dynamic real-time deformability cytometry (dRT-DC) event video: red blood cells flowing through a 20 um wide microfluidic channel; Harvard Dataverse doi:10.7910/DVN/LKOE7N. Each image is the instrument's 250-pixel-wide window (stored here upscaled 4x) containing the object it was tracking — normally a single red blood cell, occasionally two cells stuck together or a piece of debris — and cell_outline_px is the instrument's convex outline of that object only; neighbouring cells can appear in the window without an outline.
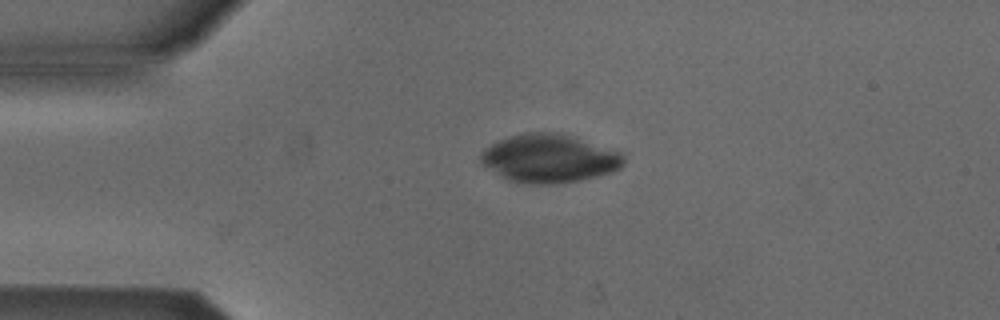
{"species": "Egyptian fruit bat (a non-hibernating species)", "species_latin": "Rousettus aegyptiacus", "temperature_condition": "cold", "stored_images_in_passage": 30, "camera_frame_rate_fps": 3000, "um_per_image_px": 0.085, "animal": {"sex": "male"}, "frame": {"image": 1, "passage_image": 1, "time_ms": 0.0, "image_size_px": [1000, 320], "cell_outline_px": [[624, 164], [620, 168], [612, 172], [580, 180], [552, 184], [532, 184], [508, 180], [500, 176], [480, 164], [480, 152], [484, 148], [500, 140], [524, 132], [556, 132], [624, 152]], "centroid_in_image_um": [46.68, 13.47], "position_along_channel_um": 38.3, "area_um2": 40.29}}
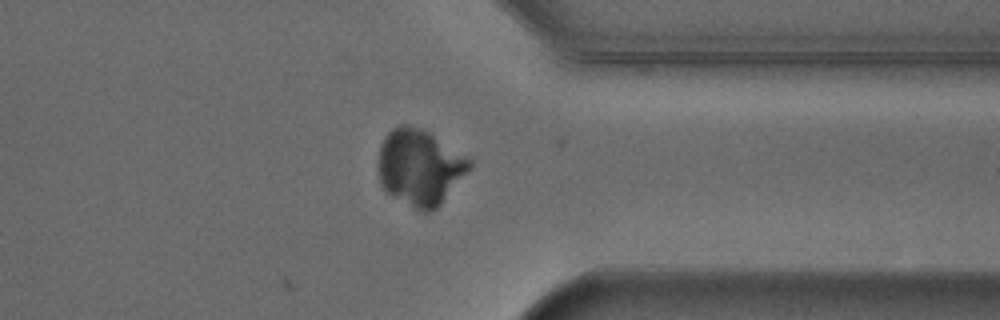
{"frame": {"image": 2, "passage_image": 30, "time_ms": 9.667, "image_size_px": [1000, 320], "cell_outline_px": [[472, 168], [440, 204], [432, 212], [420, 212], [392, 196], [380, 184], [376, 168], [376, 164], [380, 144], [384, 136], [392, 128], [400, 124], [408, 124], [420, 128], [428, 132], [468, 156], [472, 160]], "centroid_in_image_um": [35.66, 14.21], "position_along_channel_um": 375.7, "area_um2": 41.04}}